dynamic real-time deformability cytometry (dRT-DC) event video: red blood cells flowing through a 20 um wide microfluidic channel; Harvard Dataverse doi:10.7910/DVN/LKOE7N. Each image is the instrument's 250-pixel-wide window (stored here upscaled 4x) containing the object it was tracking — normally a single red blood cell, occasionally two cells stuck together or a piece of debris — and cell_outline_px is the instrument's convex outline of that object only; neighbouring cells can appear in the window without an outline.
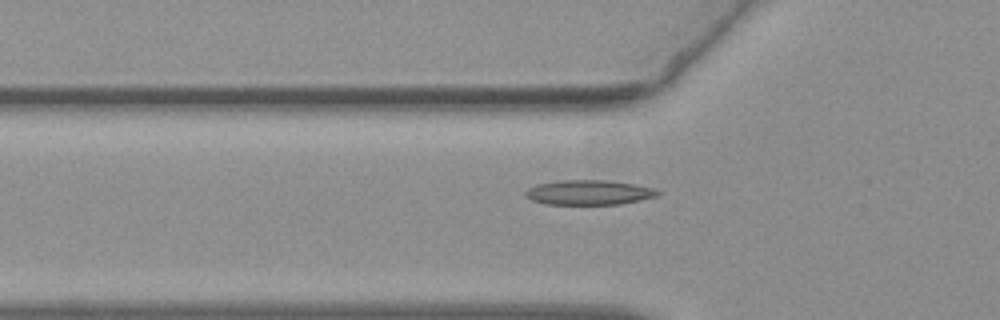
{"species": "common noctule bat (a hibernating species)", "species_latin": "Nyctalus noctula", "temperature_condition": "warm", "stored_images_in_passage": 20, "camera_frame_rate_fps": 3000, "um_per_image_px": 0.085, "animal": {"sex": "female", "body_mass_g": 19.3, "forearm_length_mm": 54.1}, "frame": {"image": 1, "passage_image": 7, "time_ms": 2.0, "image_size_px": [1000, 320], "cell_outline_px": [[660, 196], [620, 204], [544, 204], [532, 200], [524, 196], [524, 192], [528, 188], [536, 184], [560, 180], [608, 180], [656, 188], [660, 192]], "centroid_in_image_um": [50.05, 16.36], "position_along_channel_um": 75.7, "area_um2": 19.25}}
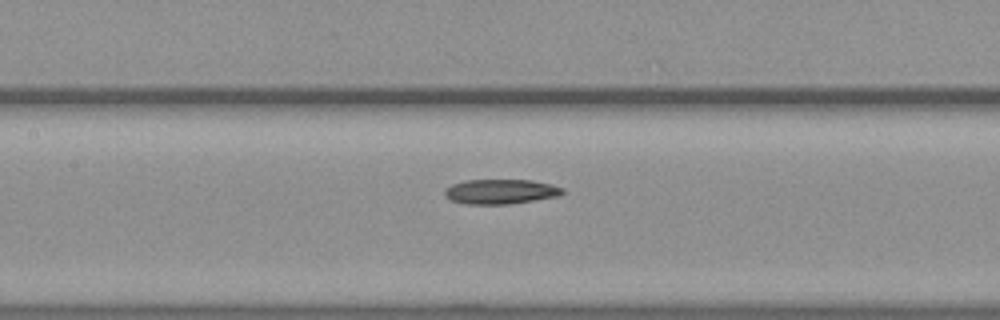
{"frame": {"image": 2, "passage_image": 14, "time_ms": 4.333, "image_size_px": [1000, 320], "cell_outline_px": [[564, 192], [560, 196], [508, 204], [464, 204], [452, 200], [444, 196], [444, 188], [452, 184], [464, 180], [532, 180], [552, 184], [564, 188]], "centroid_in_image_um": [42.55, 16.28], "position_along_channel_um": 164.9, "area_um2": 17.17}}
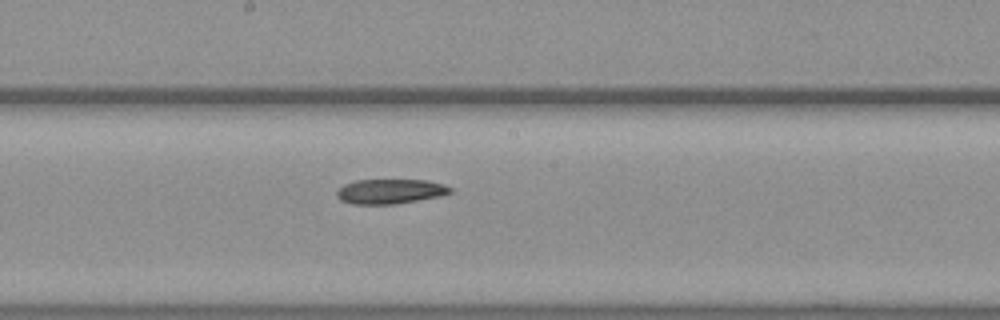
{"frame": {"image": 3, "passage_image": 18, "time_ms": 5.667, "image_size_px": [1000, 320], "cell_outline_px": [[452, 192], [440, 196], [396, 204], [352, 204], [340, 200], [336, 196], [336, 192], [344, 184], [356, 180], [428, 180], [444, 184], [452, 188]], "centroid_in_image_um": [33.16, 16.27], "position_along_channel_um": 215.0, "area_um2": 16.42}}